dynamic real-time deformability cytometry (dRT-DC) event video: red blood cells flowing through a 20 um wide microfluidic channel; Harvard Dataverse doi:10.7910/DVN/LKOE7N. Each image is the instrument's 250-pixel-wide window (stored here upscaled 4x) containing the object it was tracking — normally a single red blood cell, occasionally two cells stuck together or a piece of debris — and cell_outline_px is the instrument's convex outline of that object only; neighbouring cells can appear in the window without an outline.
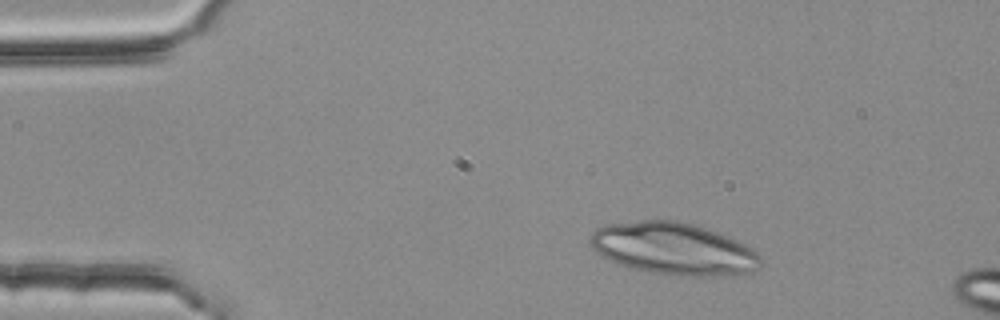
{"species": "common noctule bat (a hibernating species)", "species_latin": "Nyctalus noctula", "temperature_condition": "room temperature", "stored_images_in_passage": 3, "camera_frame_rate_fps": 3000, "um_per_image_px": 0.085, "animal": {"sex": "female", "body_mass_g": 25.1}, "frame": {"image": 1, "passage_image": 1, "time_ms": 0.0, "image_size_px": [1000, 320], "cell_outline_px": [[760, 268], [752, 272], [732, 276], [688, 276], [652, 272], [632, 268], [620, 264], [604, 256], [592, 248], [588, 240], [592, 232], [608, 224], [640, 220], [676, 220], [692, 224], [716, 232], [736, 240], [752, 248], [760, 256]], "centroid_in_image_um": [57.28, 21.15], "position_along_channel_um": 27.7, "area_um2": 51.44}}